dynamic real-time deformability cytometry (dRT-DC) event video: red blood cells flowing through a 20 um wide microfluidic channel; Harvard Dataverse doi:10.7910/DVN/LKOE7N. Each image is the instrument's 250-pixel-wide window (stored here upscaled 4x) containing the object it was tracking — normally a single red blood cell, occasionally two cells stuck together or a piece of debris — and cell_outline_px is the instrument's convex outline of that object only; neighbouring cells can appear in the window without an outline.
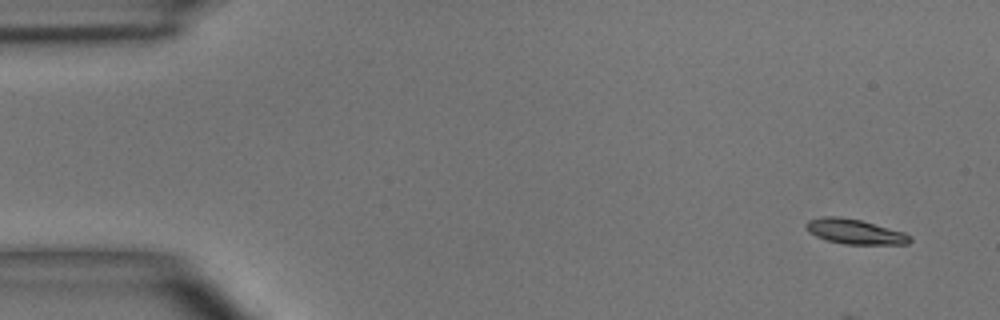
{"species": "common noctule bat (a hibernating species)", "species_latin": "Nyctalus noctula", "temperature_condition": "room temperature", "stored_images_in_passage": 3, "camera_frame_rate_fps": 3000, "um_per_image_px": 0.085, "animal": {"sex": "male", "body_mass_g": 15.6}, "frame": {"image": 1, "passage_image": 1, "time_ms": 0.0, "image_size_px": [1000, 320], "cell_outline_px": [[912, 240], [908, 244], [844, 244], [828, 240], [816, 236], [808, 232], [804, 228], [804, 224], [808, 220], [820, 216], [840, 216], [860, 220], [904, 232], [912, 236]], "centroid_in_image_um": [72.63, 19.67], "position_along_channel_um": 12.4, "area_um2": 15.2}}